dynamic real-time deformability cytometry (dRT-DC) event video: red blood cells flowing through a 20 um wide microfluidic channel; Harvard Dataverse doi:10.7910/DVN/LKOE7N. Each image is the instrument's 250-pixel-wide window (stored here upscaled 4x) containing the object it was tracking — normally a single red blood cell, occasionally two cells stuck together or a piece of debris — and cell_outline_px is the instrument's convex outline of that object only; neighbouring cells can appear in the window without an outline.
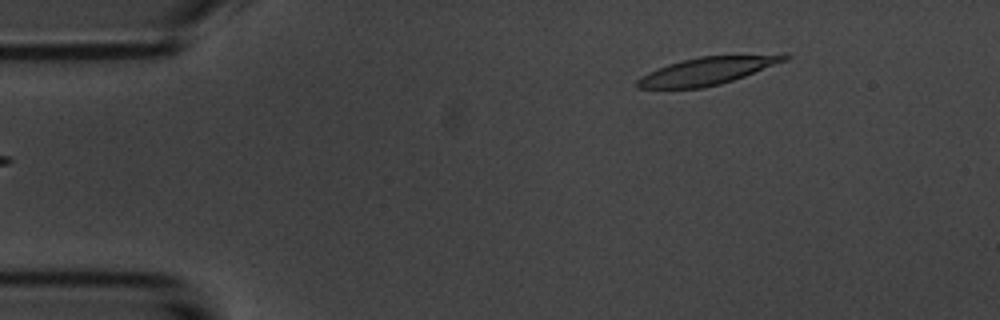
{"species": "common noctule bat (a hibernating species)", "species_latin": "Nyctalus noctula", "temperature_condition": "room temperature", "stored_images_in_passage": 2, "camera_frame_rate_fps": 3000, "um_per_image_px": 0.085, "animal": {"sex": "male", "body_mass_g": 20.1, "forearm_length_mm": 53.5}, "frame": {"image": 1, "passage_image": 2, "time_ms": 1.333, "image_size_px": [1000, 320], "cell_outline_px": [[792, 56], [788, 60], [744, 76], [720, 84], [704, 88], [636, 88], [636, 80], [640, 76], [656, 68], [680, 60], [700, 56], [788, 52]], "centroid_in_image_um": [60.22, 5.98], "position_along_channel_um": 24.8, "area_um2": 24.39}}